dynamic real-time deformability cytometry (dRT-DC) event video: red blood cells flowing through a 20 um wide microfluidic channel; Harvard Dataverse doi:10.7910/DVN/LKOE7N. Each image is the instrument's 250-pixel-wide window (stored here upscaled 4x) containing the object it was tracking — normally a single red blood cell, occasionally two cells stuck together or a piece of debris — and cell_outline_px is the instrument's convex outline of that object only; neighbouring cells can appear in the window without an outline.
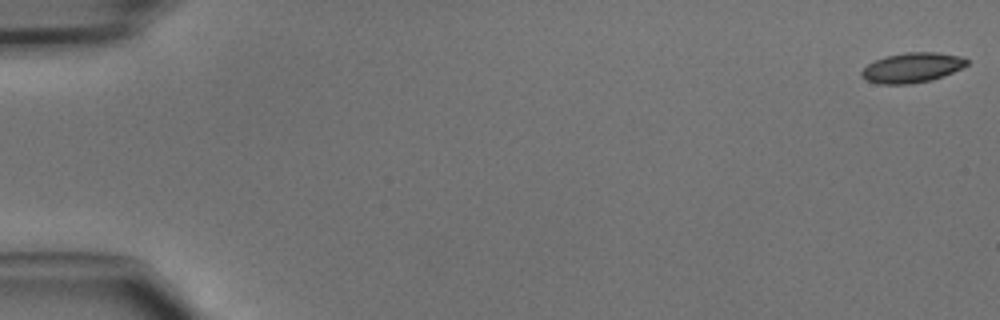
{"species": "common noctule bat (a hibernating species)", "species_latin": "Nyctalus noctula", "temperature_condition": "cold", "stored_images_in_passage": 47, "camera_frame_rate_fps": 3000, "um_per_image_px": 0.085, "animal": {"sex": "male", "body_mass_g": 15.6}, "frame": {"image": 1, "passage_image": 1, "time_ms": 0.0, "image_size_px": [1000, 320], "cell_outline_px": [[968, 64], [944, 76], [932, 80], [908, 84], [880, 84], [868, 80], [860, 76], [860, 72], [868, 64], [884, 56], [904, 52], [940, 52], [960, 56], [968, 60]], "centroid_in_image_um": [77.52, 5.74], "position_along_channel_um": 7.5, "area_um2": 18.38}}
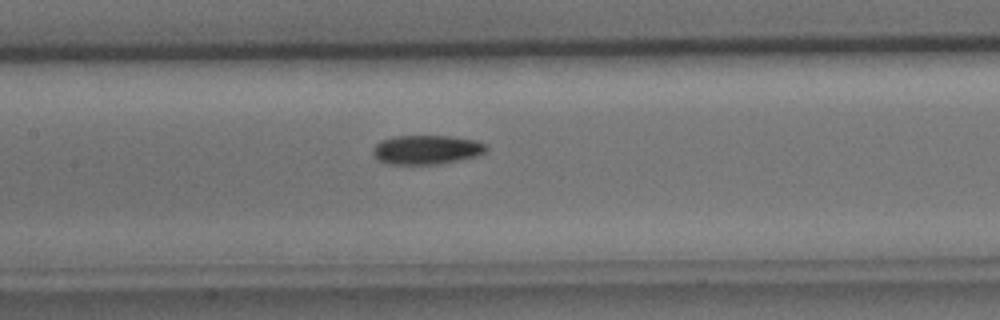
{"frame": {"image": 2, "passage_image": 23, "time_ms": 7.333, "image_size_px": [1000, 320], "cell_outline_px": [[488, 148], [484, 152], [476, 156], [436, 164], [384, 164], [376, 160], [372, 152], [372, 148], [380, 140], [392, 136], [448, 136], [476, 140], [488, 144]], "centroid_in_image_um": [36.2, 12.72], "position_along_channel_um": 171.2, "area_um2": 19.42}}
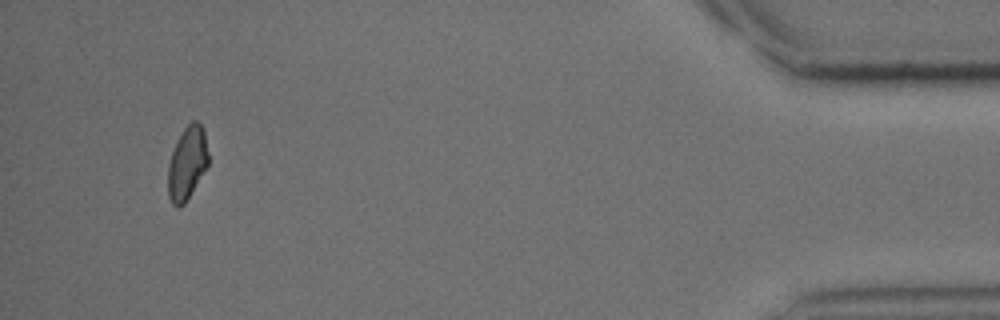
{"frame": {"image": 3, "passage_image": 45, "time_ms": 14.667, "image_size_px": [1000, 320], "cell_outline_px": [[208, 164], [184, 204], [180, 208], [176, 208], [172, 204], [168, 196], [168, 164], [172, 152], [184, 128], [192, 120], [196, 120], [204, 128], [208, 152]], "centroid_in_image_um": [15.9, 13.87], "position_along_channel_um": 419.3, "area_um2": 17.05}}